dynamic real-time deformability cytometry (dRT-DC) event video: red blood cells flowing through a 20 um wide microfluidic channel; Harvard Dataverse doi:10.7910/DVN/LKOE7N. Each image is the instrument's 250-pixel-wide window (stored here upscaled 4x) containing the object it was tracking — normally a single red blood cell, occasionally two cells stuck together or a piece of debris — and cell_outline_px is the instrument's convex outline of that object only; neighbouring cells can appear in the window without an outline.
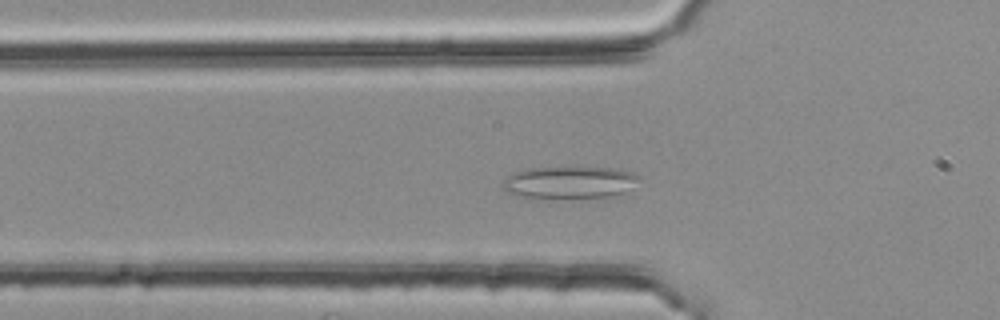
{"species": "common noctule bat (a hibernating species)", "species_latin": "Nyctalus noctula", "temperature_condition": "room temperature", "stored_images_in_passage": 50, "camera_frame_rate_fps": 3000, "um_per_image_px": 0.085, "animal": {"sex": "female", "body_mass_g": 25.1}, "frame": {"image": 1, "passage_image": 16, "time_ms": 5.0, "image_size_px": [1000, 320], "cell_outline_px": [[640, 180], [624, 192], [604, 196], [560, 200], [528, 200], [512, 196], [504, 192], [500, 184], [512, 172], [528, 168], [608, 168], [632, 172], [640, 176]], "centroid_in_image_um": [48.23, 15.56], "position_along_channel_um": 77.6, "area_um2": 26.53}}
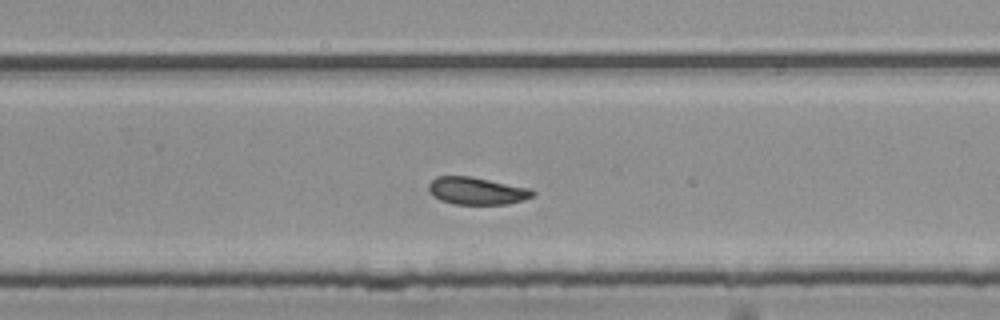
{"frame": {"image": 2, "passage_image": 33, "time_ms": 10.667, "image_size_px": [1000, 320], "cell_outline_px": [[536, 196], [524, 200], [508, 204], [452, 204], [440, 200], [428, 188], [428, 184], [436, 176], [472, 176], [532, 188], [536, 192]], "centroid_in_image_um": [40.61, 16.22], "position_along_channel_um": 289.2, "area_um2": 16.82}}
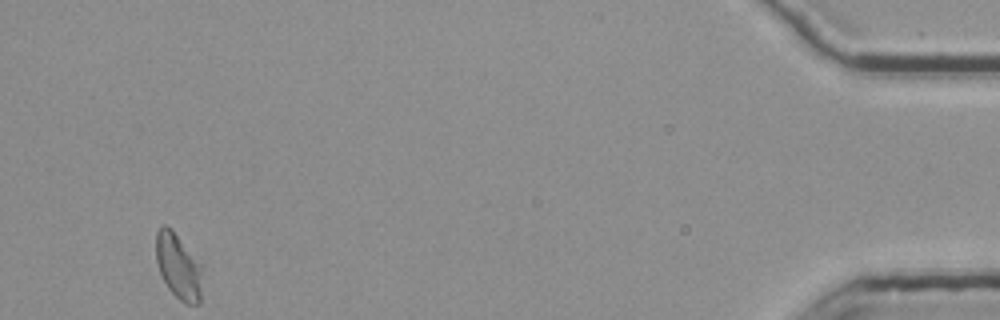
{"frame": {"image": 3, "passage_image": 50, "time_ms": 16.333, "image_size_px": [1000, 320], "cell_outline_px": [[204, 268], [200, 304], [184, 304], [168, 288], [160, 272], [156, 260], [156, 232], [164, 224], [172, 228], [204, 264]], "centroid_in_image_um": [15.23, 22.63], "position_along_channel_um": 420.0, "area_um2": 18.38}, "authors_computed_cell_mechanics": {"area_um2": 17.4845, "velocity_mm_per_s": 3.7364, "shape_relaxation_time_tau1_ms": null, "shape_relaxation_time_tau2_ms": 3.3072, "deformation_change_tau1": null, "deformation_change_tau2": 0.0652}}